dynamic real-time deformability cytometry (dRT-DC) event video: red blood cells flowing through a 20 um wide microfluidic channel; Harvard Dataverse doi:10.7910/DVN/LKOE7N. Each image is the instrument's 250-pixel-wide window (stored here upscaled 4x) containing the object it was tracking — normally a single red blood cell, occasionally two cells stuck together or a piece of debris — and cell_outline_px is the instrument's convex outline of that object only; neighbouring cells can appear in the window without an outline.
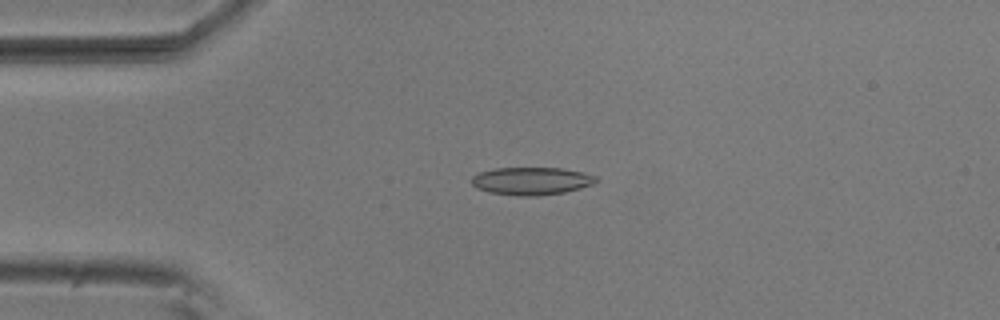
{"species": "common noctule bat (a hibernating species)", "species_latin": "Nyctalus noctula", "temperature_condition": "room temperature", "stored_images_in_passage": 2, "camera_frame_rate_fps": 3000, "um_per_image_px": 0.085, "animal": {"sex": "male", "body_mass_g": 20.5, "forearm_length_mm": 52.5}, "frame": {"image": 1, "passage_image": 1, "time_ms": 0.0, "image_size_px": [1000, 320], "cell_outline_px": [[596, 180], [592, 184], [580, 188], [564, 192], [536, 196], [520, 196], [488, 192], [476, 188], [472, 184], [472, 176], [480, 172], [496, 168], [564, 168], [584, 172], [596, 176]], "centroid_in_image_um": [45.16, 15.38], "position_along_channel_um": 39.8, "area_um2": 20.06}}